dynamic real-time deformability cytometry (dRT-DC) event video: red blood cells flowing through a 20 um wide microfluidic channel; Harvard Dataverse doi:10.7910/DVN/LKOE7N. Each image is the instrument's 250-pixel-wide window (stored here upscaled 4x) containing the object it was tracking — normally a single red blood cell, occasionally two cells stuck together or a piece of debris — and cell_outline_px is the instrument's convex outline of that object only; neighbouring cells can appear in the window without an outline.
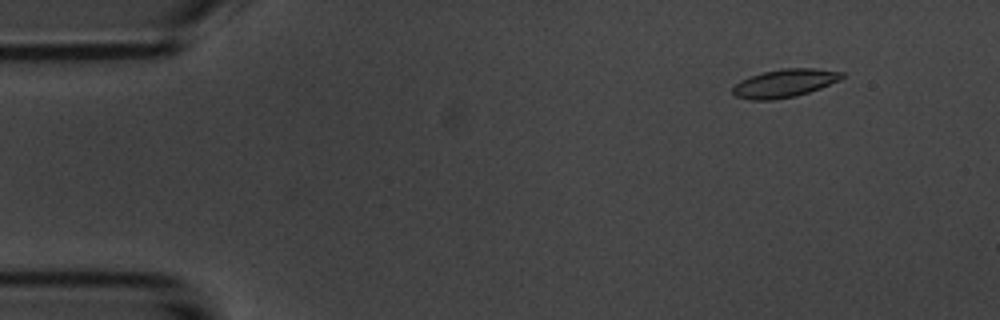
{"species": "common noctule bat (a hibernating species)", "species_latin": "Nyctalus noctula", "temperature_condition": "room temperature", "stored_images_in_passage": 55, "camera_frame_rate_fps": 3000, "um_per_image_px": 0.085, "animal": {"sex": "male", "body_mass_g": 20.1, "forearm_length_mm": 53.5}, "frame": {"image": 1, "passage_image": 6, "time_ms": 1.667, "image_size_px": [1000, 320], "cell_outline_px": [[844, 76], [840, 80], [820, 88], [796, 96], [772, 100], [748, 100], [736, 96], [732, 92], [732, 88], [740, 80], [748, 76], [764, 72], [784, 68], [812, 68], [844, 72]], "centroid_in_image_um": [66.67, 7.07], "position_along_channel_um": 18.3, "area_um2": 17.92}}
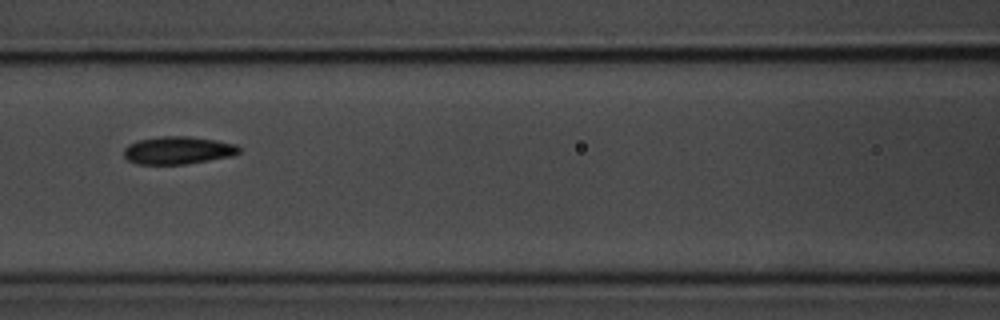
{"frame": {"image": 2, "passage_image": 24, "time_ms": 7.667, "image_size_px": [1000, 320], "cell_outline_px": [[240, 152], [232, 156], [184, 164], [136, 164], [128, 160], [124, 156], [124, 148], [128, 144], [140, 140], [160, 136], [188, 136], [216, 140], [236, 144], [240, 148]], "centroid_in_image_um": [15.12, 12.77], "position_along_channel_um": 151.5, "area_um2": 18.55}}
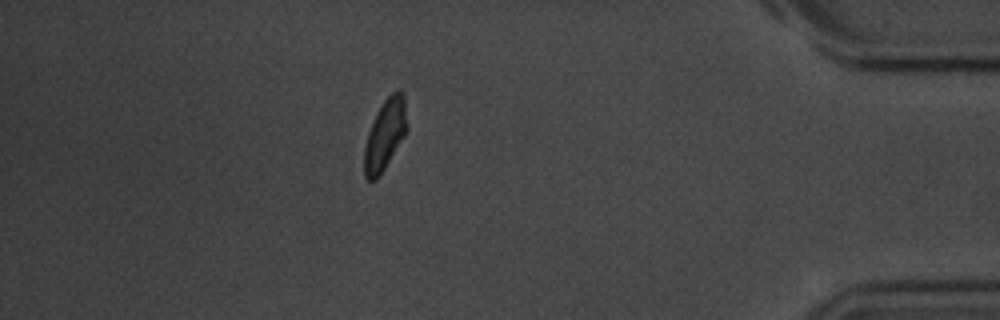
{"frame": {"image": 3, "passage_image": 48, "time_ms": 15.667, "image_size_px": [1000, 320], "cell_outline_px": [[408, 128], [404, 136], [384, 168], [376, 180], [368, 180], [364, 176], [364, 148], [368, 132], [376, 112], [384, 100], [396, 88], [400, 88], [404, 92]], "centroid_in_image_um": [32.74, 11.38], "position_along_channel_um": 402.5, "area_um2": 17.69}, "authors_computed_cell_mechanics": {"area_um2": 18.207, "velocity_mm_per_s": 3.6874, "shape_relaxation_time_tau1_ms": 2.4845, "shape_relaxation_time_tau2_ms": 3.4067, "deformation_change_tau1": 0.1092, "deformation_change_tau2": 0.094}}